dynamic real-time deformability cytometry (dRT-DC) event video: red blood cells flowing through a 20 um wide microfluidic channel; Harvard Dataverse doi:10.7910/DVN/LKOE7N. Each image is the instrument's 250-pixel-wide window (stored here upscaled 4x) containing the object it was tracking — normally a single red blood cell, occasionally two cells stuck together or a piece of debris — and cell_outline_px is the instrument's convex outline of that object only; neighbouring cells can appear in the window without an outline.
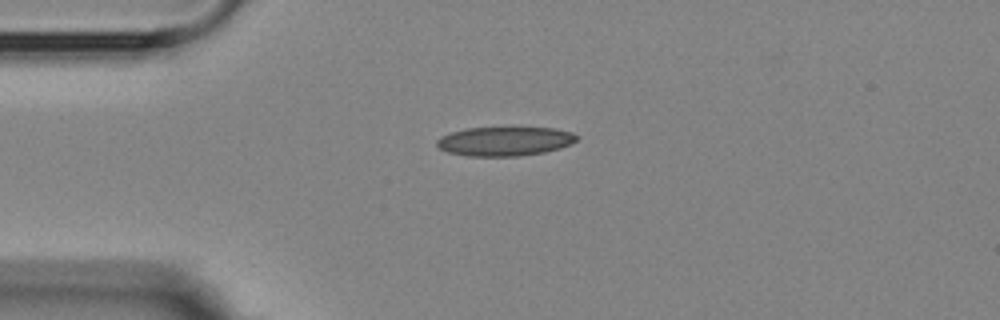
{"species": "Egyptian fruit bat (a non-hibernating species)", "species_latin": "Rousettus aegyptiacus", "temperature_condition": "room temperature", "stored_images_in_passage": 1, "camera_frame_rate_fps": 3000, "um_per_image_px": 0.085, "animal": {"sex": "female"}, "frame": {"image": 1, "passage_image": 1, "time_ms": 0.0, "image_size_px": [1000, 320], "cell_outline_px": [[580, 136], [572, 144], [560, 148], [544, 152], [520, 156], [468, 156], [448, 152], [440, 148], [436, 144], [436, 140], [440, 136], [452, 132], [468, 128], [556, 128], [572, 132]], "centroid_in_image_um": [42.93, 12.01], "position_along_channel_um": 42.1, "area_um2": 23.76}}